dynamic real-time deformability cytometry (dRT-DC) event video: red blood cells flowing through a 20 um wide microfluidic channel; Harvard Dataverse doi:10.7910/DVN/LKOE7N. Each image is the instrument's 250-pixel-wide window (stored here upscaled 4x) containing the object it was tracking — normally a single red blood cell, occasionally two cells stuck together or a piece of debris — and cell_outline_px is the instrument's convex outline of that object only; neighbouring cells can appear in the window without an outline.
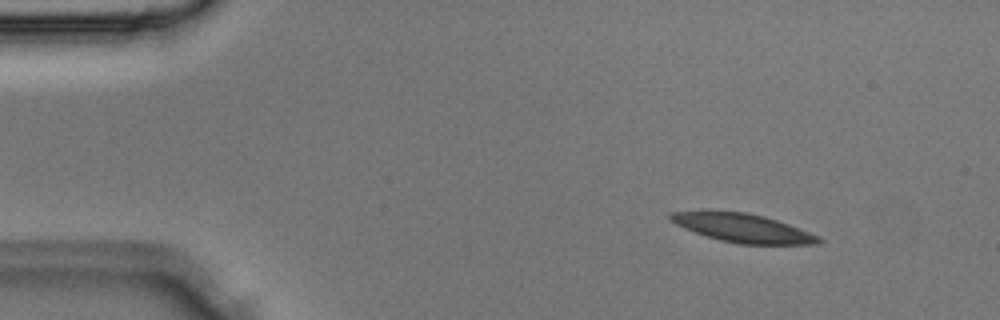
{"species": "Egyptian fruit bat (a non-hibernating species)", "species_latin": "Rousettus aegyptiacus", "temperature_condition": "room temperature", "stored_images_in_passage": 4, "camera_frame_rate_fps": 3000, "um_per_image_px": 0.085, "animal": {"sex": "male"}, "frame": {"image": 1, "passage_image": 2, "time_ms": 0.333, "image_size_px": [1000, 320], "cell_outline_px": [[824, 240], [820, 244], [740, 244], [720, 240], [696, 232], [676, 224], [668, 220], [668, 212], [708, 208], [748, 212], [764, 216], [800, 228], [820, 236]], "centroid_in_image_um": [63.07, 19.33], "position_along_channel_um": 21.9, "area_um2": 25.43}}
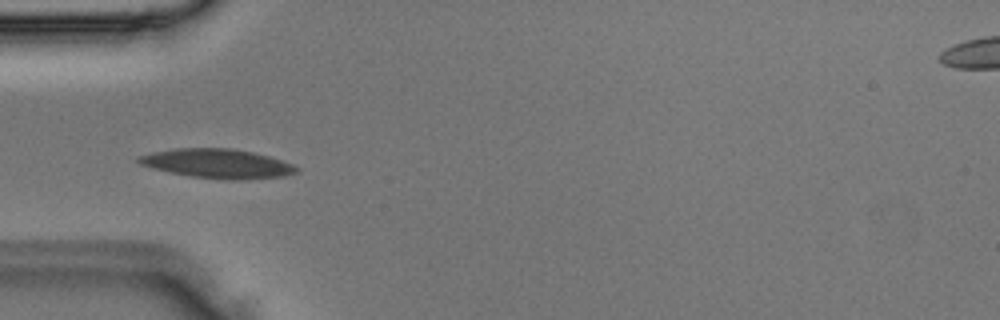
{"frame": {"image": 2, "passage_image": 4, "time_ms": 1.0, "image_size_px": [1000, 320], "cell_outline_px": [[300, 168], [296, 172], [284, 176], [236, 180], [228, 180], [192, 176], [168, 172], [152, 168], [140, 164], [136, 160], [136, 156], [152, 152], [176, 148], [232, 148], [252, 152], [268, 156], [292, 164]], "centroid_in_image_um": [18.44, 13.9], "position_along_channel_um": 66.6, "area_um2": 26.82}}